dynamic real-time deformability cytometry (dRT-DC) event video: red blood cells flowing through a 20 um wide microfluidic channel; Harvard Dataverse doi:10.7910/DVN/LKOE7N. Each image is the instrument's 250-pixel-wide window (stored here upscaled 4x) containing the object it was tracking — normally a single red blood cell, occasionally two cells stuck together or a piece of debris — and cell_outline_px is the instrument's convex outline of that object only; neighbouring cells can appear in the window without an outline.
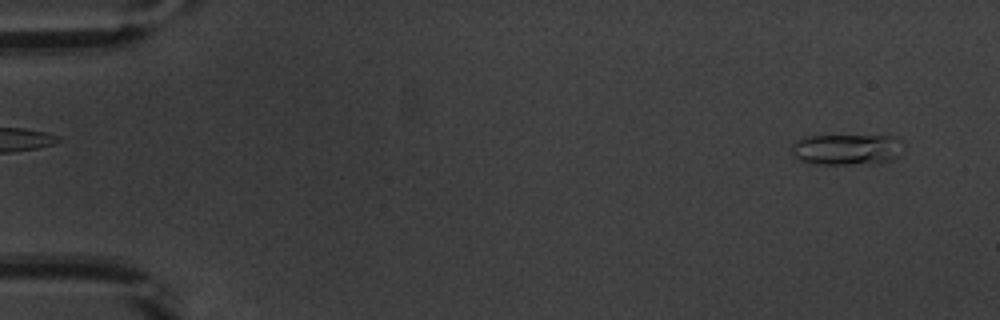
{"species": "common noctule bat (a hibernating species)", "species_latin": "Nyctalus noctula", "temperature_condition": "warm", "stored_images_in_passage": 52, "camera_frame_rate_fps": 3000, "um_per_image_px": 0.085, "animal": {"sex": "male", "body_mass_g": 20.1, "forearm_length_mm": 53.5}, "frame": {"image": 1, "passage_image": 3, "time_ms": 0.667, "image_size_px": [1000, 320], "cell_outline_px": [[900, 156], [892, 160], [880, 164], [808, 164], [792, 156], [792, 140], [804, 136], [900, 136]], "centroid_in_image_um": [71.94, 12.71], "position_along_channel_um": 13.1, "area_um2": 20.69}}
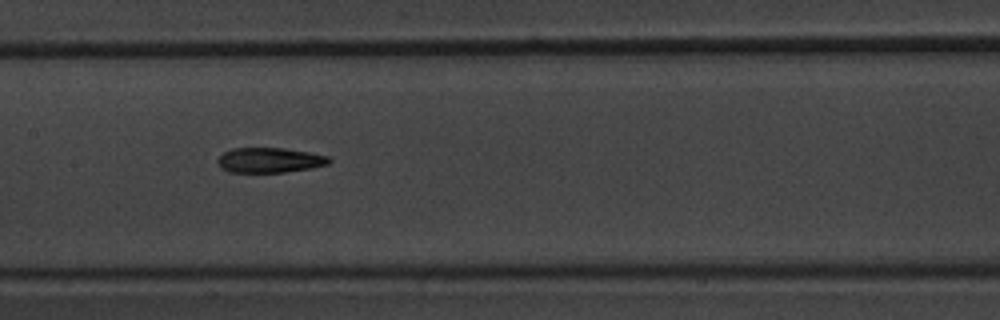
{"frame": {"image": 2, "passage_image": 26, "time_ms": 8.333, "image_size_px": [1000, 320], "cell_outline_px": [[332, 160], [328, 164], [312, 168], [284, 172], [228, 172], [220, 168], [216, 160], [224, 152], [232, 148], [284, 148], [308, 152], [328, 156]], "centroid_in_image_um": [22.9, 13.61], "position_along_channel_um": 184.5, "area_um2": 16.3}}
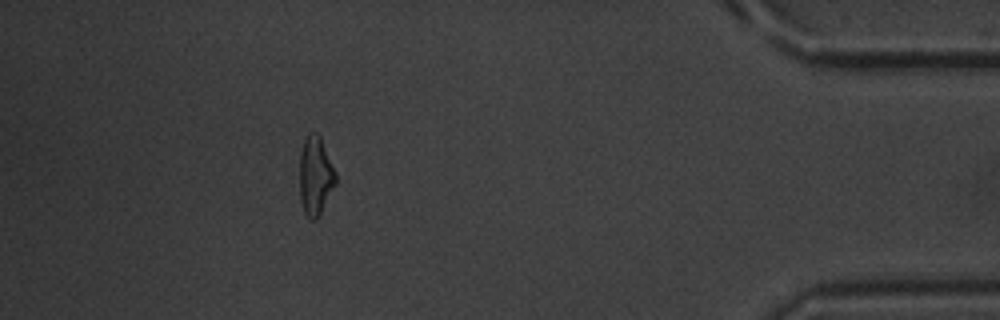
{"frame": {"image": 3, "passage_image": 47, "time_ms": 15.333, "image_size_px": [1000, 320], "cell_outline_px": [[336, 184], [316, 220], [312, 220], [304, 212], [300, 200], [300, 152], [304, 140], [308, 132], [316, 132], [320, 136], [336, 172]], "centroid_in_image_um": [26.81, 14.92], "position_along_channel_um": 408.4, "area_um2": 16.53}, "authors_computed_cell_mechanics": {"area_um2": 16.7331, "velocity_mm_per_s": 3.887, "shape_relaxation_time_tau1_ms": 3.5004, "shape_relaxation_time_tau2_ms": 2.8974, "deformation_change_tau1": 0.1709, "deformation_change_tau2": 0.1229}}